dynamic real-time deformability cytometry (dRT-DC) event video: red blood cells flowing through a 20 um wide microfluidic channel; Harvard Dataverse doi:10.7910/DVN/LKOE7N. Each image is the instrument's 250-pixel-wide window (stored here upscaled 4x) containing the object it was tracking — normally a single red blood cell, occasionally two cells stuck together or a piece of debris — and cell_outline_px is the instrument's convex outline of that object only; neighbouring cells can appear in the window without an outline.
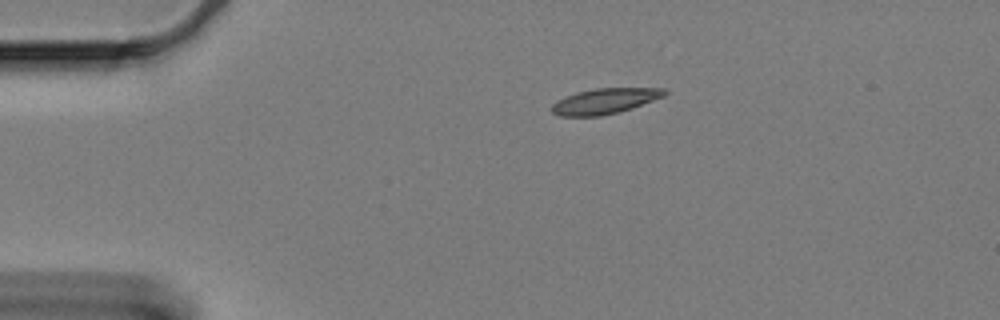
{"species": "Egyptian fruit bat (a non-hibernating species)", "species_latin": "Rousettus aegyptiacus", "temperature_condition": "cold", "stored_images_in_passage": 49, "camera_frame_rate_fps": 3000, "um_per_image_px": 0.085, "animal": {"sex": "female"}, "frame": {"image": 1, "passage_image": 1, "time_ms": 0.0, "image_size_px": [1000, 320], "cell_outline_px": [[668, 92], [664, 96], [616, 112], [600, 116], [560, 116], [552, 112], [552, 104], [556, 100], [576, 92], [596, 88], [664, 88]], "centroid_in_image_um": [51.35, 8.58], "position_along_channel_um": 33.6, "area_um2": 16.42}}
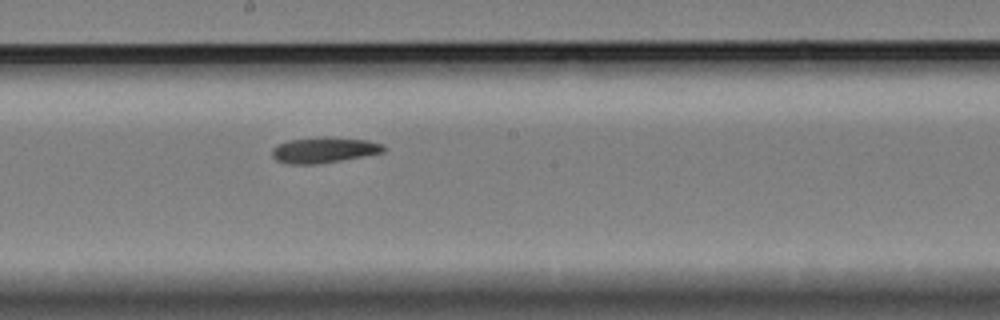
{"frame": {"image": 2, "passage_image": 22, "time_ms": 7.0, "image_size_px": [1000, 320], "cell_outline_px": [[388, 148], [384, 152], [364, 156], [316, 164], [288, 164], [276, 160], [272, 156], [272, 148], [276, 144], [288, 140], [320, 136], [328, 136], [368, 140], [384, 144]], "centroid_in_image_um": [27.55, 12.73], "position_along_channel_um": 220.7, "area_um2": 17.05}}
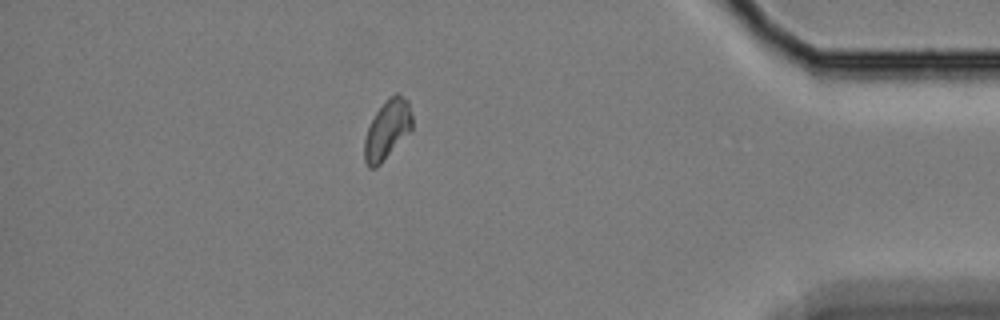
{"frame": {"image": 3, "passage_image": 42, "time_ms": 13.667, "image_size_px": [1000, 320], "cell_outline_px": [[412, 132], [376, 168], [368, 168], [364, 160], [364, 140], [368, 128], [376, 112], [396, 92], [400, 92], [408, 100], [412, 116]], "centroid_in_image_um": [32.94, 11.05], "position_along_channel_um": 402.3, "area_um2": 16.59}}